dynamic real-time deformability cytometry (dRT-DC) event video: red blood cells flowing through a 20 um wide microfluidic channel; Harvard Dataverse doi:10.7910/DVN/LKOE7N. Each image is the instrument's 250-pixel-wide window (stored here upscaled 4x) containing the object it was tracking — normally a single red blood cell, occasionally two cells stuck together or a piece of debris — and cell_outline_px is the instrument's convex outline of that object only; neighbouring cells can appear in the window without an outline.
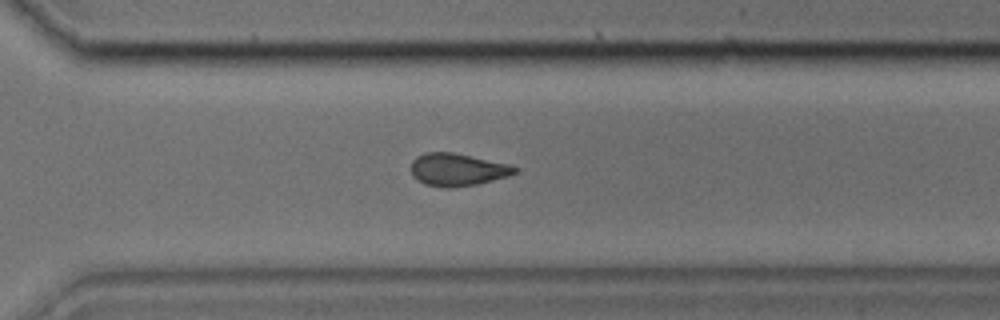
{"species": "common noctule bat (a hibernating species)", "species_latin": "Nyctalus noctula", "temperature_condition": "cold", "stored_images_in_passage": 26, "camera_frame_rate_fps": 3000, "um_per_image_px": 0.085, "animal": {"sex": "male", "body_mass_g": 17.9, "forearm_length_mm": 54.2}, "frame": {"image": 1, "passage_image": 19, "time_ms": 6.0, "image_size_px": [1000, 320], "cell_outline_px": [[516, 172], [508, 176], [476, 184], [452, 188], [444, 188], [424, 184], [416, 180], [412, 176], [412, 160], [416, 156], [424, 152], [452, 152], [508, 164], [516, 168]], "centroid_in_image_um": [38.81, 14.42], "position_along_channel_um": 331.8, "area_um2": 19.59}}
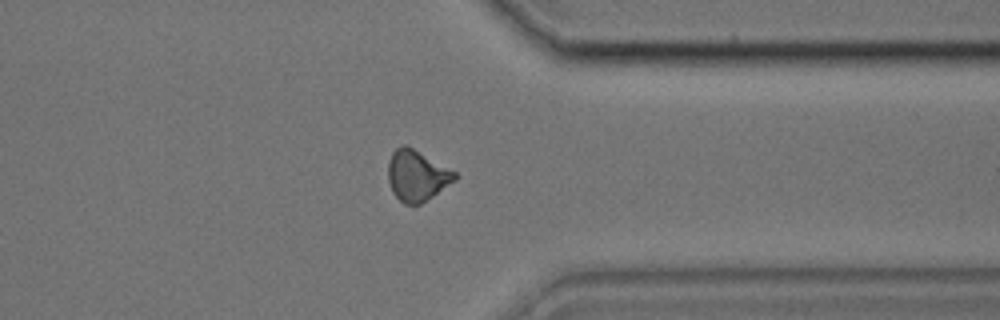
{"frame": {"image": 2, "passage_image": 22, "time_ms": 7.0, "image_size_px": [1000, 320], "cell_outline_px": [[460, 176], [456, 180], [420, 204], [404, 204], [392, 192], [388, 180], [388, 164], [392, 152], [400, 144], [404, 144], [412, 148], [456, 172]], "centroid_in_image_um": [35.43, 14.92], "position_along_channel_um": 376.0, "area_um2": 19.59}}